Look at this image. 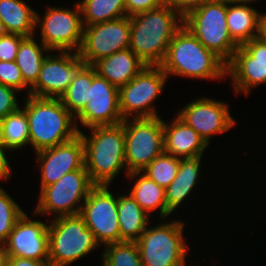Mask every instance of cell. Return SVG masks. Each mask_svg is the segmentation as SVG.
<instances>
[{
  "label": "cell",
  "mask_w": 266,
  "mask_h": 266,
  "mask_svg": "<svg viewBox=\"0 0 266 266\" xmlns=\"http://www.w3.org/2000/svg\"><path fill=\"white\" fill-rule=\"evenodd\" d=\"M181 23V24H179ZM129 47L146 65L159 66L183 26V16L169 4L130 16Z\"/></svg>",
  "instance_id": "cell-1"
},
{
  "label": "cell",
  "mask_w": 266,
  "mask_h": 266,
  "mask_svg": "<svg viewBox=\"0 0 266 266\" xmlns=\"http://www.w3.org/2000/svg\"><path fill=\"white\" fill-rule=\"evenodd\" d=\"M28 96V97H27ZM23 110L35 153L68 142L79 135L77 121L59 98L27 95Z\"/></svg>",
  "instance_id": "cell-2"
},
{
  "label": "cell",
  "mask_w": 266,
  "mask_h": 266,
  "mask_svg": "<svg viewBox=\"0 0 266 266\" xmlns=\"http://www.w3.org/2000/svg\"><path fill=\"white\" fill-rule=\"evenodd\" d=\"M226 63L205 48L184 26L174 35L164 61L159 65L168 75L197 79H221L226 74Z\"/></svg>",
  "instance_id": "cell-3"
},
{
  "label": "cell",
  "mask_w": 266,
  "mask_h": 266,
  "mask_svg": "<svg viewBox=\"0 0 266 266\" xmlns=\"http://www.w3.org/2000/svg\"><path fill=\"white\" fill-rule=\"evenodd\" d=\"M91 136H81L85 148V168L94 185H110L125 164L123 123L89 128Z\"/></svg>",
  "instance_id": "cell-4"
},
{
  "label": "cell",
  "mask_w": 266,
  "mask_h": 266,
  "mask_svg": "<svg viewBox=\"0 0 266 266\" xmlns=\"http://www.w3.org/2000/svg\"><path fill=\"white\" fill-rule=\"evenodd\" d=\"M226 16L227 2L211 0L187 13L183 26L227 64L239 45L230 36Z\"/></svg>",
  "instance_id": "cell-5"
},
{
  "label": "cell",
  "mask_w": 266,
  "mask_h": 266,
  "mask_svg": "<svg viewBox=\"0 0 266 266\" xmlns=\"http://www.w3.org/2000/svg\"><path fill=\"white\" fill-rule=\"evenodd\" d=\"M48 236L51 266H67L99 247L80 214L53 218Z\"/></svg>",
  "instance_id": "cell-6"
},
{
  "label": "cell",
  "mask_w": 266,
  "mask_h": 266,
  "mask_svg": "<svg viewBox=\"0 0 266 266\" xmlns=\"http://www.w3.org/2000/svg\"><path fill=\"white\" fill-rule=\"evenodd\" d=\"M183 221L146 228L136 241L143 266H185L188 245L185 244Z\"/></svg>",
  "instance_id": "cell-7"
},
{
  "label": "cell",
  "mask_w": 266,
  "mask_h": 266,
  "mask_svg": "<svg viewBox=\"0 0 266 266\" xmlns=\"http://www.w3.org/2000/svg\"><path fill=\"white\" fill-rule=\"evenodd\" d=\"M123 120L126 174L143 171L164 152L163 120L160 117ZM129 121V122H128Z\"/></svg>",
  "instance_id": "cell-8"
},
{
  "label": "cell",
  "mask_w": 266,
  "mask_h": 266,
  "mask_svg": "<svg viewBox=\"0 0 266 266\" xmlns=\"http://www.w3.org/2000/svg\"><path fill=\"white\" fill-rule=\"evenodd\" d=\"M94 186L86 168L71 171L57 182L40 189L39 201L33 213L42 215L53 212V218L80 214L83 204L81 201L86 200Z\"/></svg>",
  "instance_id": "cell-9"
},
{
  "label": "cell",
  "mask_w": 266,
  "mask_h": 266,
  "mask_svg": "<svg viewBox=\"0 0 266 266\" xmlns=\"http://www.w3.org/2000/svg\"><path fill=\"white\" fill-rule=\"evenodd\" d=\"M169 76L160 66L147 65L126 85L119 88V109L123 120L159 117L153 103Z\"/></svg>",
  "instance_id": "cell-10"
},
{
  "label": "cell",
  "mask_w": 266,
  "mask_h": 266,
  "mask_svg": "<svg viewBox=\"0 0 266 266\" xmlns=\"http://www.w3.org/2000/svg\"><path fill=\"white\" fill-rule=\"evenodd\" d=\"M74 9L50 6L42 19L36 13V27L41 28L40 40L50 51L72 53L75 50L78 53L83 40L84 26L78 2Z\"/></svg>",
  "instance_id": "cell-11"
},
{
  "label": "cell",
  "mask_w": 266,
  "mask_h": 266,
  "mask_svg": "<svg viewBox=\"0 0 266 266\" xmlns=\"http://www.w3.org/2000/svg\"><path fill=\"white\" fill-rule=\"evenodd\" d=\"M117 207L118 197H114L108 185H95L81 207L80 215L87 228L104 247L121 242Z\"/></svg>",
  "instance_id": "cell-12"
},
{
  "label": "cell",
  "mask_w": 266,
  "mask_h": 266,
  "mask_svg": "<svg viewBox=\"0 0 266 266\" xmlns=\"http://www.w3.org/2000/svg\"><path fill=\"white\" fill-rule=\"evenodd\" d=\"M130 16L85 26L78 51L85 65L127 49L130 40Z\"/></svg>",
  "instance_id": "cell-13"
},
{
  "label": "cell",
  "mask_w": 266,
  "mask_h": 266,
  "mask_svg": "<svg viewBox=\"0 0 266 266\" xmlns=\"http://www.w3.org/2000/svg\"><path fill=\"white\" fill-rule=\"evenodd\" d=\"M234 91L250 92L251 88L266 83V42L255 37L240 45L226 65Z\"/></svg>",
  "instance_id": "cell-14"
},
{
  "label": "cell",
  "mask_w": 266,
  "mask_h": 266,
  "mask_svg": "<svg viewBox=\"0 0 266 266\" xmlns=\"http://www.w3.org/2000/svg\"><path fill=\"white\" fill-rule=\"evenodd\" d=\"M88 89L87 105L76 117L82 126L91 128L121 124L119 88L100 76L93 67L92 85Z\"/></svg>",
  "instance_id": "cell-15"
},
{
  "label": "cell",
  "mask_w": 266,
  "mask_h": 266,
  "mask_svg": "<svg viewBox=\"0 0 266 266\" xmlns=\"http://www.w3.org/2000/svg\"><path fill=\"white\" fill-rule=\"evenodd\" d=\"M84 65L77 52L60 51L59 55L47 54L36 83L30 88L31 96L60 98L73 81L76 72Z\"/></svg>",
  "instance_id": "cell-16"
},
{
  "label": "cell",
  "mask_w": 266,
  "mask_h": 266,
  "mask_svg": "<svg viewBox=\"0 0 266 266\" xmlns=\"http://www.w3.org/2000/svg\"><path fill=\"white\" fill-rule=\"evenodd\" d=\"M177 116L192 127L208 145L213 134H222L236 124L230 116L228 105L211 98L192 100Z\"/></svg>",
  "instance_id": "cell-17"
},
{
  "label": "cell",
  "mask_w": 266,
  "mask_h": 266,
  "mask_svg": "<svg viewBox=\"0 0 266 266\" xmlns=\"http://www.w3.org/2000/svg\"><path fill=\"white\" fill-rule=\"evenodd\" d=\"M8 257L49 261L48 224L24 213L5 241Z\"/></svg>",
  "instance_id": "cell-18"
},
{
  "label": "cell",
  "mask_w": 266,
  "mask_h": 266,
  "mask_svg": "<svg viewBox=\"0 0 266 266\" xmlns=\"http://www.w3.org/2000/svg\"><path fill=\"white\" fill-rule=\"evenodd\" d=\"M41 169V189L65 174L85 168V148L80 135L51 148L36 152Z\"/></svg>",
  "instance_id": "cell-19"
},
{
  "label": "cell",
  "mask_w": 266,
  "mask_h": 266,
  "mask_svg": "<svg viewBox=\"0 0 266 266\" xmlns=\"http://www.w3.org/2000/svg\"><path fill=\"white\" fill-rule=\"evenodd\" d=\"M170 124L163 120L164 152L178 158L203 156L208 144L178 116Z\"/></svg>",
  "instance_id": "cell-20"
},
{
  "label": "cell",
  "mask_w": 266,
  "mask_h": 266,
  "mask_svg": "<svg viewBox=\"0 0 266 266\" xmlns=\"http://www.w3.org/2000/svg\"><path fill=\"white\" fill-rule=\"evenodd\" d=\"M92 66L100 76L120 88L132 80L147 65L130 48H127L99 59Z\"/></svg>",
  "instance_id": "cell-21"
},
{
  "label": "cell",
  "mask_w": 266,
  "mask_h": 266,
  "mask_svg": "<svg viewBox=\"0 0 266 266\" xmlns=\"http://www.w3.org/2000/svg\"><path fill=\"white\" fill-rule=\"evenodd\" d=\"M202 156L180 158L175 179L165 189L167 209L173 213L197 184Z\"/></svg>",
  "instance_id": "cell-22"
},
{
  "label": "cell",
  "mask_w": 266,
  "mask_h": 266,
  "mask_svg": "<svg viewBox=\"0 0 266 266\" xmlns=\"http://www.w3.org/2000/svg\"><path fill=\"white\" fill-rule=\"evenodd\" d=\"M36 11L23 0H0V21L2 33L34 36Z\"/></svg>",
  "instance_id": "cell-23"
},
{
  "label": "cell",
  "mask_w": 266,
  "mask_h": 266,
  "mask_svg": "<svg viewBox=\"0 0 266 266\" xmlns=\"http://www.w3.org/2000/svg\"><path fill=\"white\" fill-rule=\"evenodd\" d=\"M231 5V6H230ZM262 12L248 5L227 3V26L231 38L240 46L259 36Z\"/></svg>",
  "instance_id": "cell-24"
},
{
  "label": "cell",
  "mask_w": 266,
  "mask_h": 266,
  "mask_svg": "<svg viewBox=\"0 0 266 266\" xmlns=\"http://www.w3.org/2000/svg\"><path fill=\"white\" fill-rule=\"evenodd\" d=\"M128 176L130 179H136L129 194L148 215L157 208L162 220L171 215L166 206L165 189L163 187L142 172H131Z\"/></svg>",
  "instance_id": "cell-25"
},
{
  "label": "cell",
  "mask_w": 266,
  "mask_h": 266,
  "mask_svg": "<svg viewBox=\"0 0 266 266\" xmlns=\"http://www.w3.org/2000/svg\"><path fill=\"white\" fill-rule=\"evenodd\" d=\"M117 209L121 242H136L148 227L149 215L129 193L118 196Z\"/></svg>",
  "instance_id": "cell-26"
},
{
  "label": "cell",
  "mask_w": 266,
  "mask_h": 266,
  "mask_svg": "<svg viewBox=\"0 0 266 266\" xmlns=\"http://www.w3.org/2000/svg\"><path fill=\"white\" fill-rule=\"evenodd\" d=\"M50 50L42 43H37L33 36L25 37L19 45L16 64L22 73L24 84L29 88L28 95L30 94V88L36 83L42 64L46 57L43 52H49Z\"/></svg>",
  "instance_id": "cell-27"
},
{
  "label": "cell",
  "mask_w": 266,
  "mask_h": 266,
  "mask_svg": "<svg viewBox=\"0 0 266 266\" xmlns=\"http://www.w3.org/2000/svg\"><path fill=\"white\" fill-rule=\"evenodd\" d=\"M93 80V66L83 65L73 81L59 98L61 103L76 117L83 111L88 101L89 87Z\"/></svg>",
  "instance_id": "cell-28"
},
{
  "label": "cell",
  "mask_w": 266,
  "mask_h": 266,
  "mask_svg": "<svg viewBox=\"0 0 266 266\" xmlns=\"http://www.w3.org/2000/svg\"><path fill=\"white\" fill-rule=\"evenodd\" d=\"M78 4L84 27L127 16L125 0H83Z\"/></svg>",
  "instance_id": "cell-29"
},
{
  "label": "cell",
  "mask_w": 266,
  "mask_h": 266,
  "mask_svg": "<svg viewBox=\"0 0 266 266\" xmlns=\"http://www.w3.org/2000/svg\"><path fill=\"white\" fill-rule=\"evenodd\" d=\"M1 120L3 144L8 149L13 151L30 144L28 120L22 108Z\"/></svg>",
  "instance_id": "cell-30"
},
{
  "label": "cell",
  "mask_w": 266,
  "mask_h": 266,
  "mask_svg": "<svg viewBox=\"0 0 266 266\" xmlns=\"http://www.w3.org/2000/svg\"><path fill=\"white\" fill-rule=\"evenodd\" d=\"M101 266H143L136 242H118L104 247Z\"/></svg>",
  "instance_id": "cell-31"
},
{
  "label": "cell",
  "mask_w": 266,
  "mask_h": 266,
  "mask_svg": "<svg viewBox=\"0 0 266 266\" xmlns=\"http://www.w3.org/2000/svg\"><path fill=\"white\" fill-rule=\"evenodd\" d=\"M179 164L180 158L163 152L141 172L166 189L175 179Z\"/></svg>",
  "instance_id": "cell-32"
},
{
  "label": "cell",
  "mask_w": 266,
  "mask_h": 266,
  "mask_svg": "<svg viewBox=\"0 0 266 266\" xmlns=\"http://www.w3.org/2000/svg\"><path fill=\"white\" fill-rule=\"evenodd\" d=\"M25 212L14 199L0 187V240L6 241L17 220Z\"/></svg>",
  "instance_id": "cell-33"
},
{
  "label": "cell",
  "mask_w": 266,
  "mask_h": 266,
  "mask_svg": "<svg viewBox=\"0 0 266 266\" xmlns=\"http://www.w3.org/2000/svg\"><path fill=\"white\" fill-rule=\"evenodd\" d=\"M0 84L22 91L28 89L15 61H0Z\"/></svg>",
  "instance_id": "cell-34"
},
{
  "label": "cell",
  "mask_w": 266,
  "mask_h": 266,
  "mask_svg": "<svg viewBox=\"0 0 266 266\" xmlns=\"http://www.w3.org/2000/svg\"><path fill=\"white\" fill-rule=\"evenodd\" d=\"M25 37L19 34H0V61H15L20 42Z\"/></svg>",
  "instance_id": "cell-35"
},
{
  "label": "cell",
  "mask_w": 266,
  "mask_h": 266,
  "mask_svg": "<svg viewBox=\"0 0 266 266\" xmlns=\"http://www.w3.org/2000/svg\"><path fill=\"white\" fill-rule=\"evenodd\" d=\"M17 92L14 88L0 84V119L20 108L15 95Z\"/></svg>",
  "instance_id": "cell-36"
},
{
  "label": "cell",
  "mask_w": 266,
  "mask_h": 266,
  "mask_svg": "<svg viewBox=\"0 0 266 266\" xmlns=\"http://www.w3.org/2000/svg\"><path fill=\"white\" fill-rule=\"evenodd\" d=\"M127 16L160 7L163 0H125Z\"/></svg>",
  "instance_id": "cell-37"
},
{
  "label": "cell",
  "mask_w": 266,
  "mask_h": 266,
  "mask_svg": "<svg viewBox=\"0 0 266 266\" xmlns=\"http://www.w3.org/2000/svg\"><path fill=\"white\" fill-rule=\"evenodd\" d=\"M209 1L211 0H163V3L169 4L184 17L191 10L198 8Z\"/></svg>",
  "instance_id": "cell-38"
},
{
  "label": "cell",
  "mask_w": 266,
  "mask_h": 266,
  "mask_svg": "<svg viewBox=\"0 0 266 266\" xmlns=\"http://www.w3.org/2000/svg\"><path fill=\"white\" fill-rule=\"evenodd\" d=\"M6 266H51L49 261H38L21 257H8Z\"/></svg>",
  "instance_id": "cell-39"
},
{
  "label": "cell",
  "mask_w": 266,
  "mask_h": 266,
  "mask_svg": "<svg viewBox=\"0 0 266 266\" xmlns=\"http://www.w3.org/2000/svg\"><path fill=\"white\" fill-rule=\"evenodd\" d=\"M4 149L10 150L4 144H0V180H7L11 175V168Z\"/></svg>",
  "instance_id": "cell-40"
},
{
  "label": "cell",
  "mask_w": 266,
  "mask_h": 266,
  "mask_svg": "<svg viewBox=\"0 0 266 266\" xmlns=\"http://www.w3.org/2000/svg\"><path fill=\"white\" fill-rule=\"evenodd\" d=\"M259 38L266 42V13H262L260 17V26H259Z\"/></svg>",
  "instance_id": "cell-41"
},
{
  "label": "cell",
  "mask_w": 266,
  "mask_h": 266,
  "mask_svg": "<svg viewBox=\"0 0 266 266\" xmlns=\"http://www.w3.org/2000/svg\"><path fill=\"white\" fill-rule=\"evenodd\" d=\"M8 253L6 250L5 242L0 240V266H6Z\"/></svg>",
  "instance_id": "cell-42"
},
{
  "label": "cell",
  "mask_w": 266,
  "mask_h": 266,
  "mask_svg": "<svg viewBox=\"0 0 266 266\" xmlns=\"http://www.w3.org/2000/svg\"><path fill=\"white\" fill-rule=\"evenodd\" d=\"M226 1L227 3H230V4H235V5H248V3H252L256 0H224Z\"/></svg>",
  "instance_id": "cell-43"
},
{
  "label": "cell",
  "mask_w": 266,
  "mask_h": 266,
  "mask_svg": "<svg viewBox=\"0 0 266 266\" xmlns=\"http://www.w3.org/2000/svg\"><path fill=\"white\" fill-rule=\"evenodd\" d=\"M2 120L0 119V144H3V137H2Z\"/></svg>",
  "instance_id": "cell-44"
}]
</instances>
